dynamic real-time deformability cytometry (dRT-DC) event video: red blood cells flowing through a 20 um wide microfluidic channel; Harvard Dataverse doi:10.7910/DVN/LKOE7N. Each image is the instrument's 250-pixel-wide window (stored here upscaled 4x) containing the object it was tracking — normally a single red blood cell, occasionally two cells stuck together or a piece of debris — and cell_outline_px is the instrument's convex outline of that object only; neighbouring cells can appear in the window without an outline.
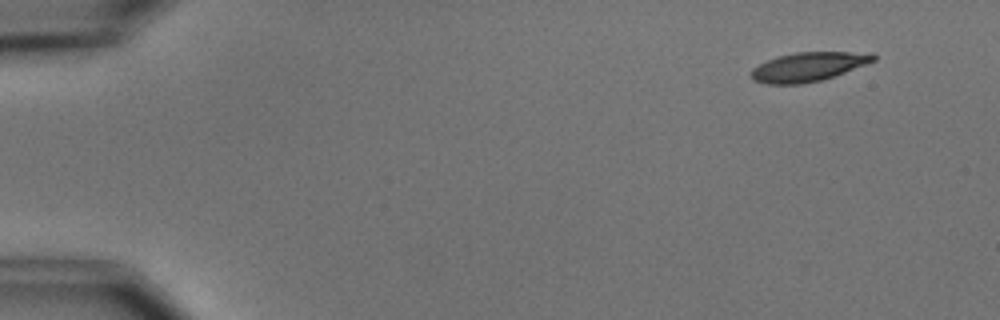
{"species": "common noctule bat (a hibernating species)", "species_latin": "Nyctalus noctula", "temperature_condition": "cold", "stored_images_in_passage": 5, "camera_frame_rate_fps": 3000, "um_per_image_px": 0.085, "animal": {"sex": "male", "body_mass_g": 15.6}, "frame": {"image": 1, "passage_image": 2, "time_ms": 1.0, "image_size_px": [1000, 320], "cell_outline_px": [[876, 60], [844, 72], [820, 80], [804, 84], [768, 84], [752, 80], [752, 68], [776, 56], [796, 52], [872, 52], [876, 56]], "centroid_in_image_um": [68.71, 5.67], "position_along_channel_um": 16.3, "area_um2": 20.58}}
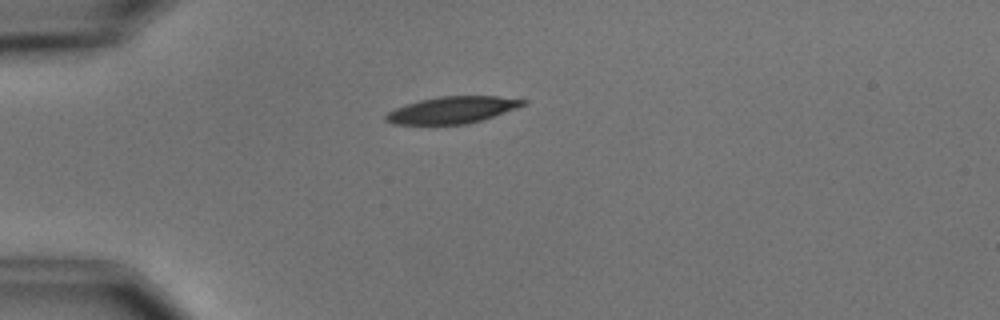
{"frame": {"image": 2, "passage_image": 4, "time_ms": 4.333, "image_size_px": [1000, 320], "cell_outline_px": [[528, 104], [468, 124], [392, 124], [384, 120], [384, 116], [388, 112], [404, 104], [420, 100], [440, 96], [496, 96], [528, 100]], "centroid_in_image_um": [38.42, 9.34], "position_along_channel_um": 46.6, "area_um2": 21.33}}